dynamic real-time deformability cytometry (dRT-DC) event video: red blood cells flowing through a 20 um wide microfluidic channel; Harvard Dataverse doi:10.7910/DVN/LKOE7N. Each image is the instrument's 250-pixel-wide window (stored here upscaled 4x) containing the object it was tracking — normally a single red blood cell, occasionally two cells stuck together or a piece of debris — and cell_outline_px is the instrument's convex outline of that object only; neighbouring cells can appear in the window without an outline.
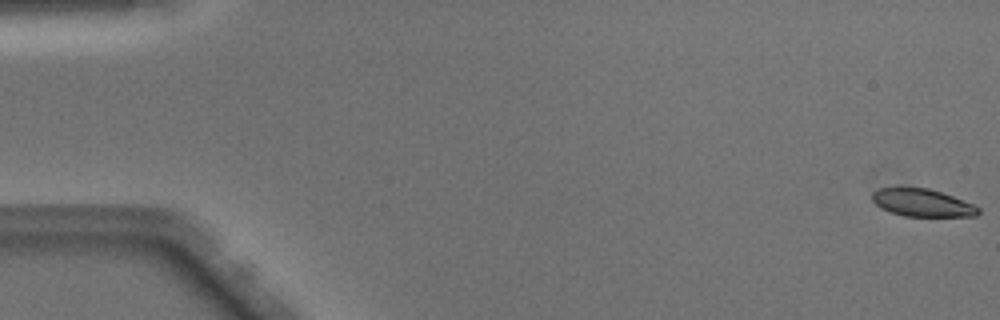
{"species": "Egyptian fruit bat (a non-hibernating species)", "species_latin": "Rousettus aegyptiacus", "temperature_condition": "warm", "stored_images_in_passage": 50, "camera_frame_rate_fps": 3000, "um_per_image_px": 0.085, "animal": {"sex": "male"}, "frame": {"image": 1, "passage_image": 1, "time_ms": 0.0, "image_size_px": [1000, 320], "cell_outline_px": [[980, 212], [976, 216], [904, 216], [892, 212], [876, 204], [872, 200], [872, 192], [880, 188], [896, 184], [900, 184], [928, 188], [952, 196], [972, 204], [980, 208]], "centroid_in_image_um": [78.33, 17.18], "position_along_channel_um": 6.7, "area_um2": 17.46}}
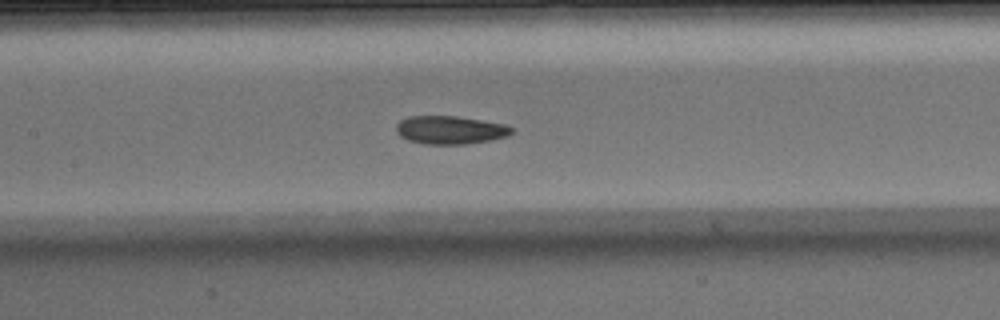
{"frame": {"image": 2, "passage_image": 24, "time_ms": 7.667, "image_size_px": [1000, 320], "cell_outline_px": [[512, 132], [508, 136], [492, 140], [464, 144], [424, 144], [408, 140], [400, 136], [396, 132], [396, 124], [400, 120], [408, 116], [456, 116], [504, 124], [512, 128]], "centroid_in_image_um": [38.23, 11.05], "position_along_channel_um": 169.2, "area_um2": 18.96}}
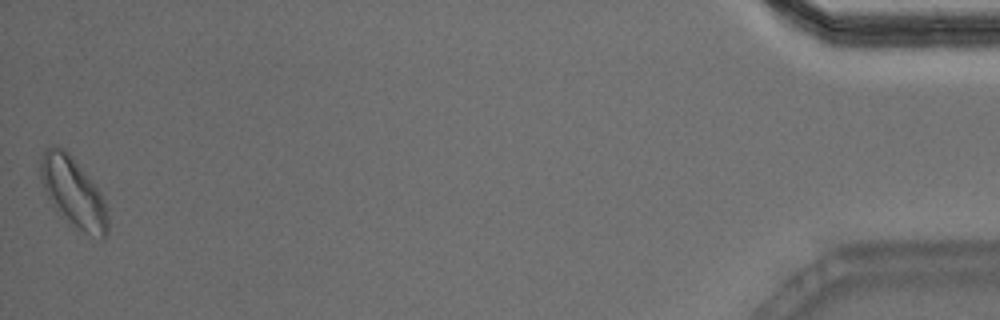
{"frame": {"image": 3, "passage_image": 50, "time_ms": 16.333, "image_size_px": [1000, 320], "cell_outline_px": [[108, 232], [104, 240], [100, 240], [72, 228], [60, 216], [52, 204], [40, 180], [40, 160], [44, 148], [64, 148], [72, 156], [100, 192], [104, 200], [108, 216]], "centroid_in_image_um": [6.24, 16.43], "position_along_channel_um": 429.0, "area_um2": 27.63}, "authors_computed_cell_mechanics": {"area_um2": 18.9873, "velocity_mm_per_s": 4.0717, "shape_relaxation_time_tau1_ms": 6.7319, "shape_relaxation_time_tau2_ms": 3.1544, "deformation_change_tau1": 0.1333, "deformation_change_tau2": 0.0751}}